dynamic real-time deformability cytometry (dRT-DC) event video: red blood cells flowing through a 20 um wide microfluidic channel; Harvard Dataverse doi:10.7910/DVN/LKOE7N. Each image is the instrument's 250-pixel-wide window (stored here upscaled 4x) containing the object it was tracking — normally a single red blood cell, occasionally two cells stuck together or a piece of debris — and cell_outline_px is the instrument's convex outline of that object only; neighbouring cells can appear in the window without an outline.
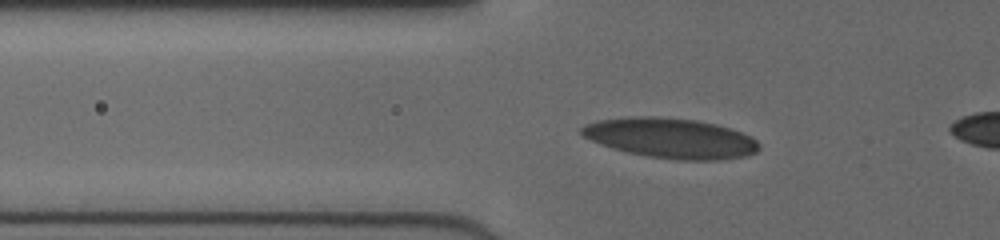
{"species": "human", "species_latin": "Homo sapiens", "temperature_condition": "cold", "stored_images_in_passage": 20, "camera_frame_rate_fps": 3000, "um_per_image_px": 0.085, "donor": {"sex": "female"}, "frame": {"image": 1, "passage_image": 17, "time_ms": 5.333, "image_size_px": [1000, 240], "cell_outline_px": [[760, 148], [756, 152], [744, 156], [716, 160], [680, 160], [648, 156], [628, 152], [612, 148], [600, 144], [584, 136], [580, 132], [580, 128], [584, 124], [596, 120], [632, 116], [656, 116], [696, 120], [716, 124], [752, 136], [760, 144]], "centroid_in_image_um": [57.0, 11.73], "position_along_channel_um": 68.8, "area_um2": 41.44}}